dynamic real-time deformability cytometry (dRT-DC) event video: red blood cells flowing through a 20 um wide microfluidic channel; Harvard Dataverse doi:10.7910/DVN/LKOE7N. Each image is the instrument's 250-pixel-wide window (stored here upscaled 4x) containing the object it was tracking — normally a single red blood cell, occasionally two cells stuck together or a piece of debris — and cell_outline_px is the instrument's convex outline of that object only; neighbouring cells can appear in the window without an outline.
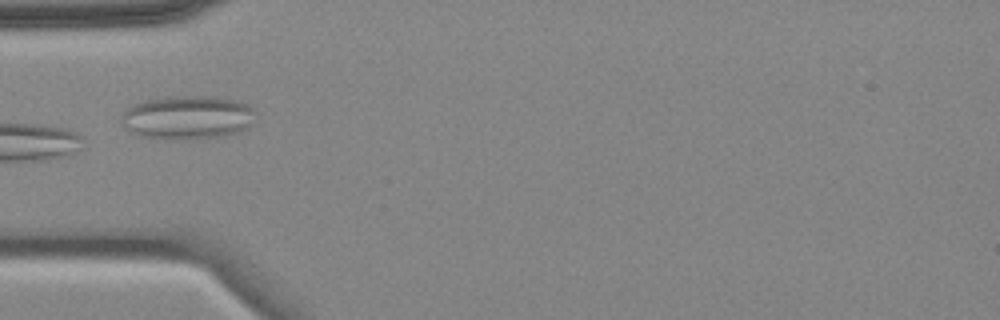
{"species": "common noctule bat (a hibernating species)", "species_latin": "Nyctalus noctula", "temperature_condition": "cold", "stored_images_in_passage": 7, "camera_frame_rate_fps": 3000, "um_per_image_px": 0.085, "animal": {"sex": "female", "body_mass_g": 18.4}, "frame": {"image": 1, "passage_image": 5, "time_ms": 4.667, "image_size_px": [1000, 320], "cell_outline_px": [[256, 112], [248, 128], [240, 132], [228, 136], [188, 140], [172, 140], [140, 136], [128, 128], [120, 120], [124, 112], [128, 108], [140, 100], [168, 96], [212, 96], [232, 100], [248, 104]], "centroid_in_image_um": [15.96, 9.99], "position_along_channel_um": 69.0, "area_um2": 34.56}}